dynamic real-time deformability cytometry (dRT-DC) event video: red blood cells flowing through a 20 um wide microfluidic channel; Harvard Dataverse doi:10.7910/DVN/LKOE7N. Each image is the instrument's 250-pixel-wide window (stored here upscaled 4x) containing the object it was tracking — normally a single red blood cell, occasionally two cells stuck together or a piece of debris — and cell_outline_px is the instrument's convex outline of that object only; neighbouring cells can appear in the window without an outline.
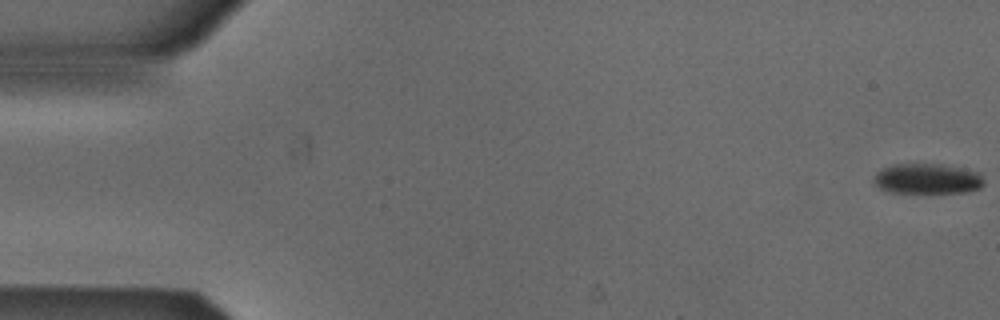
{"species": "Egyptian fruit bat (a non-hibernating species)", "species_latin": "Rousettus aegyptiacus", "temperature_condition": "cold", "stored_images_in_passage": 53, "camera_frame_rate_fps": 3000, "um_per_image_px": 0.085, "animal": {"sex": "male"}, "frame": {"image": 1, "passage_image": 1, "time_ms": 0.0, "image_size_px": [1000, 320], "cell_outline_px": [[984, 184], [980, 188], [968, 192], [892, 192], [880, 188], [872, 180], [872, 176], [880, 168], [892, 164], [940, 164], [980, 172], [984, 180]], "centroid_in_image_um": [78.8, 15.18], "position_along_channel_um": 6.2, "area_um2": 19.54}}
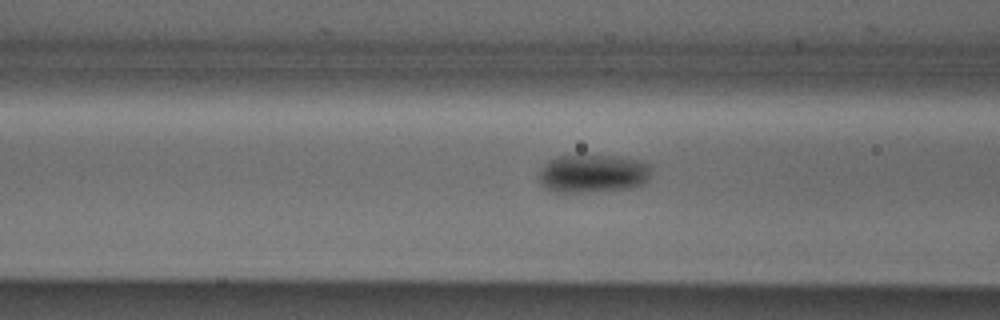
{"frame": {"image": 2, "passage_image": 21, "time_ms": 6.667, "image_size_px": [1000, 320], "cell_outline_px": [[652, 164], [648, 180], [644, 184], [628, 188], [584, 192], [556, 192], [544, 188], [540, 184], [540, 168], [548, 160], [556, 156], [612, 156], [636, 160]], "centroid_in_image_um": [50.38, 14.76], "position_along_channel_um": 116.2, "area_um2": 24.97}}
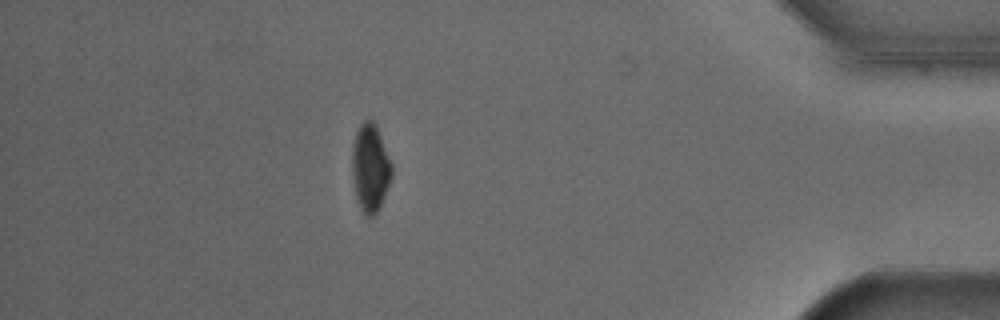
{"frame": {"image": 3, "passage_image": 47, "time_ms": 15.333, "image_size_px": [1000, 320], "cell_outline_px": [[392, 176], [380, 208], [372, 216], [368, 216], [360, 208], [356, 200], [352, 176], [352, 148], [356, 132], [360, 124], [364, 120], [372, 120], [380, 136], [392, 164]], "centroid_in_image_um": [31.46, 14.3], "position_along_channel_um": 403.7, "area_um2": 20.11}, "authors_computed_cell_mechanics": {"area_um2": 22.6576, "velocity_mm_per_s": 3.8755, "shape_relaxation_time_tau1_ms": 1.6329, "shape_relaxation_time_tau2_ms": null, "deformation_change_tau1": 0.0598, "deformation_change_tau2": null}}